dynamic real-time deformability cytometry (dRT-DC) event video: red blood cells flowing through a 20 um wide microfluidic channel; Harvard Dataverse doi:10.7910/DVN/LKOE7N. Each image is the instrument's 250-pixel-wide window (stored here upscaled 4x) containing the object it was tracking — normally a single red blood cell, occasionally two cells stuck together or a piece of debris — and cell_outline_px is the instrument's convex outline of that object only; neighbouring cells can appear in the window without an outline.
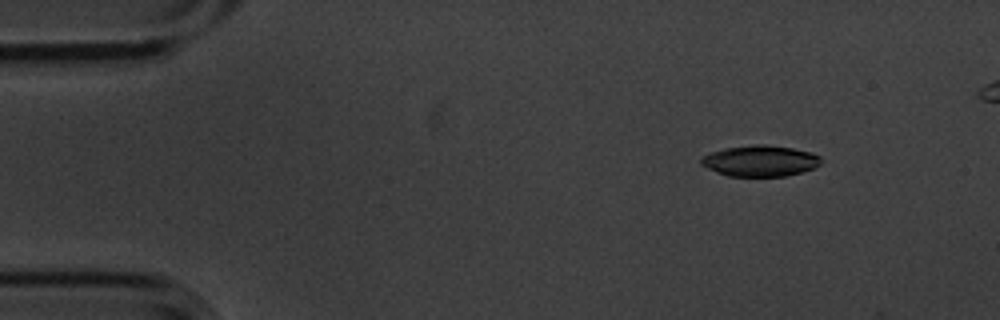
{"species": "common noctule bat (a hibernating species)", "species_latin": "Nyctalus noctula", "temperature_condition": "cold", "stored_images_in_passage": 10, "camera_frame_rate_fps": 3000, "um_per_image_px": 0.085, "animal": {"sex": "male", "body_mass_g": 20.1, "forearm_length_mm": 53.5}, "frame": {"image": 1, "passage_image": 2, "time_ms": 0.333, "image_size_px": [1000, 320], "cell_outline_px": [[820, 164], [816, 168], [784, 176], [728, 176], [716, 172], [700, 164], [700, 156], [724, 148], [756, 144], [764, 144], [792, 148], [812, 152], [820, 156]], "centroid_in_image_um": [64.6, 13.67], "position_along_channel_um": 20.4, "area_um2": 21.73}}
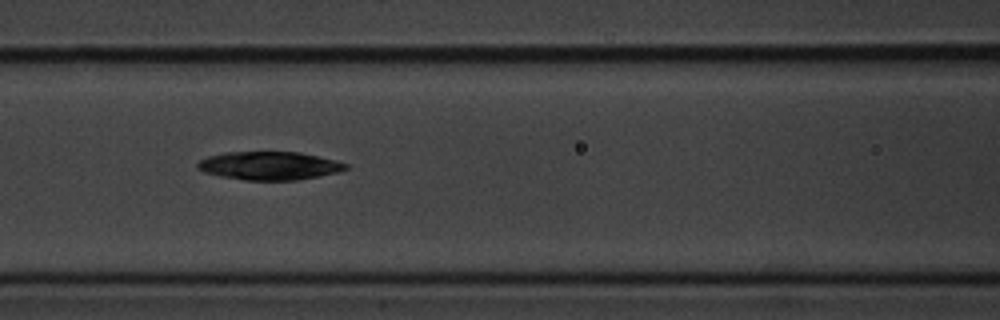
{"frame": {"image": 2, "passage_image": 7, "time_ms": 2.0, "image_size_px": [1000, 320], "cell_outline_px": [[348, 168], [336, 172], [320, 176], [296, 180], [244, 180], [220, 176], [204, 172], [196, 168], [196, 164], [200, 160], [208, 156], [224, 152], [300, 152], [336, 160], [348, 164]], "centroid_in_image_um": [22.87, 14.08], "position_along_channel_um": 143.7, "area_um2": 24.45}}
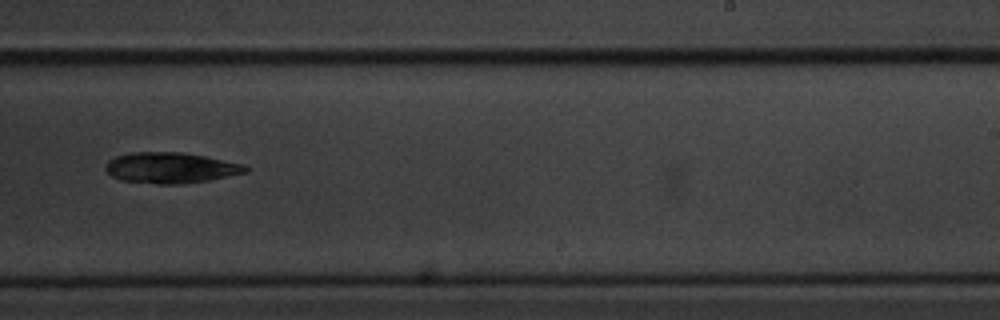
{"frame": {"image": 3, "passage_image": 10, "time_ms": 3.0, "image_size_px": [1000, 320], "cell_outline_px": [[248, 172], [208, 180], [180, 184], [156, 184], [120, 180], [112, 176], [104, 168], [108, 160], [116, 156], [132, 152], [180, 152], [204, 156], [244, 164], [248, 168]], "centroid_in_image_um": [14.48, 14.26], "position_along_channel_um": 274.5, "area_um2": 25.03}}